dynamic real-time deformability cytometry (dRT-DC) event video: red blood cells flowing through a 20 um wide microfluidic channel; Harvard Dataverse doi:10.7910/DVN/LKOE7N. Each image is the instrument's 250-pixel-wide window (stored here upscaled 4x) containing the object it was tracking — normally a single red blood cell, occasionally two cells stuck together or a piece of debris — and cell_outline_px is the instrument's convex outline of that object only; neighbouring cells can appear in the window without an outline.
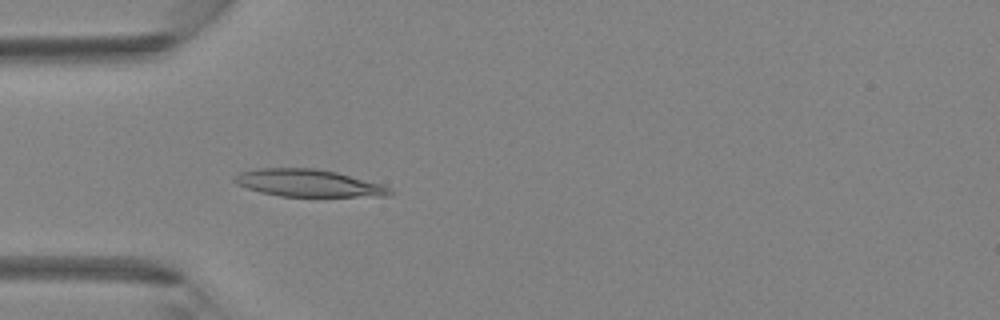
{"species": "Egyptian fruit bat (a non-hibernating species)", "species_latin": "Rousettus aegyptiacus", "temperature_condition": "room temperature", "stored_images_in_passage": 43, "camera_frame_rate_fps": 3000, "um_per_image_px": 0.085, "animal": {"sex": "female"}, "frame": {"image": 1, "passage_image": 12, "time_ms": 3.667, "image_size_px": [1000, 320], "cell_outline_px": [[392, 192], [388, 196], [280, 196], [260, 192], [236, 184], [232, 180], [240, 172], [260, 168], [316, 168], [336, 172], [380, 184], [388, 188]], "centroid_in_image_um": [26.16, 15.56], "position_along_channel_um": 58.8, "area_um2": 24.33}}
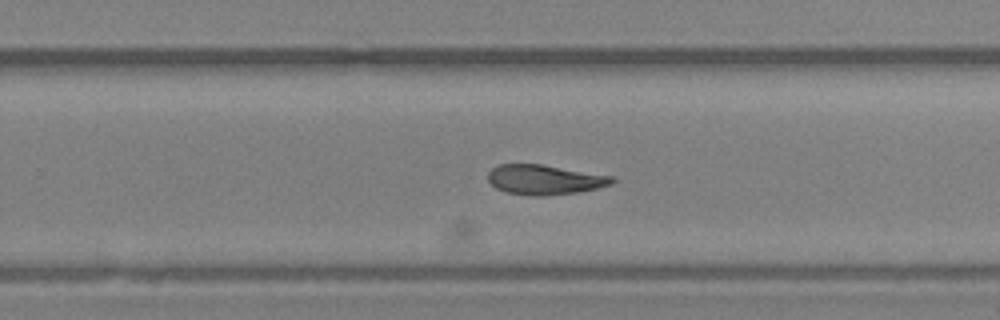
{"frame": {"image": 2, "passage_image": 27, "time_ms": 8.667, "image_size_px": [1000, 320], "cell_outline_px": [[616, 180], [612, 184], [580, 192], [544, 196], [532, 196], [504, 192], [496, 188], [488, 180], [488, 172], [492, 168], [500, 164], [540, 164], [616, 176]], "centroid_in_image_um": [46.32, 15.27], "position_along_channel_um": 283.5, "area_um2": 21.79}}
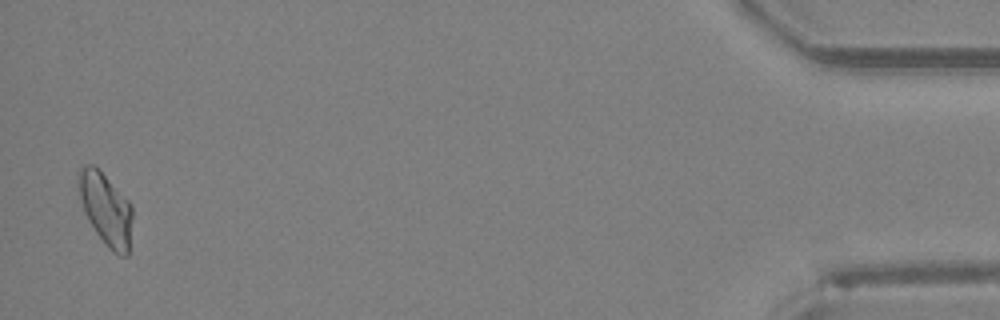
{"frame": {"image": 3, "passage_image": 42, "time_ms": 13.667, "image_size_px": [1000, 320], "cell_outline_px": [[132, 216], [128, 256], [120, 256], [112, 252], [108, 248], [96, 232], [88, 220], [84, 212], [80, 200], [76, 180], [76, 172], [84, 164], [92, 164], [132, 204]], "centroid_in_image_um": [8.96, 17.77], "position_along_channel_um": 426.2, "area_um2": 22.72}}